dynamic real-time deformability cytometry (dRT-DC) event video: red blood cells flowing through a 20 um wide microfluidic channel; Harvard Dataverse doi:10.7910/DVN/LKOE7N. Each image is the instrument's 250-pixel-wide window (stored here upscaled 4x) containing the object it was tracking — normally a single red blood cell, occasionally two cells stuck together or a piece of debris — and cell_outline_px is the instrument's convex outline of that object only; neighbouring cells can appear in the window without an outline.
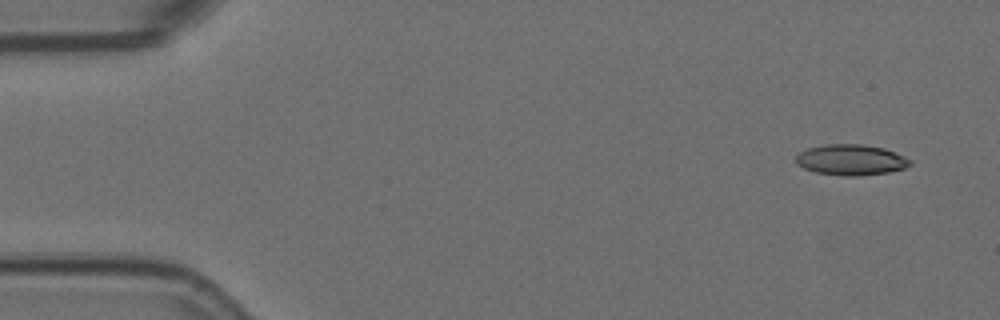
{"species": "Egyptian fruit bat (a non-hibernating species)", "species_latin": "Rousettus aegyptiacus", "temperature_condition": "room temperature", "stored_images_in_passage": 17, "camera_frame_rate_fps": 3000, "um_per_image_px": 0.085, "animal": {"sex": "female"}, "frame": {"image": 1, "passage_image": 1, "time_ms": 0.0, "image_size_px": [1000, 320], "cell_outline_px": [[912, 164], [904, 168], [888, 172], [860, 176], [844, 176], [816, 172], [804, 168], [796, 164], [796, 156], [800, 152], [808, 148], [828, 144], [864, 144], [884, 148], [904, 156], [912, 160]], "centroid_in_image_um": [72.35, 13.59], "position_along_channel_um": 12.7, "area_um2": 20.46}}
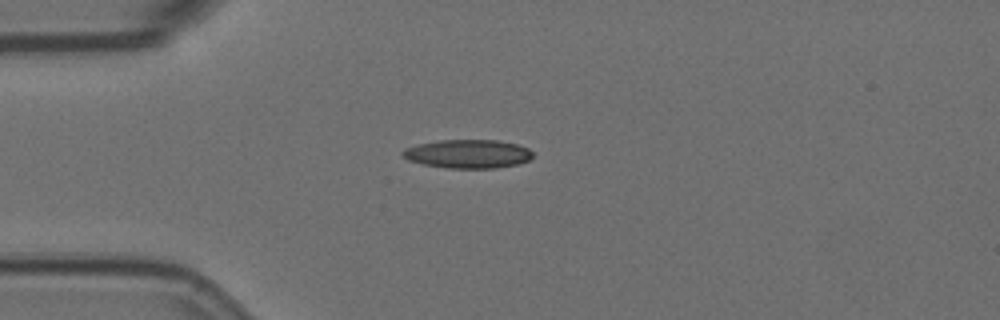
{"frame": {"image": 2, "passage_image": 12, "time_ms": 3.667, "image_size_px": [1000, 320], "cell_outline_px": [[532, 156], [528, 160], [516, 164], [496, 168], [448, 168], [424, 164], [408, 160], [400, 156], [400, 152], [404, 148], [420, 144], [440, 140], [500, 140], [516, 144], [528, 148], [532, 152]], "centroid_in_image_um": [39.74, 13.07], "position_along_channel_um": 45.3, "area_um2": 21.68}}